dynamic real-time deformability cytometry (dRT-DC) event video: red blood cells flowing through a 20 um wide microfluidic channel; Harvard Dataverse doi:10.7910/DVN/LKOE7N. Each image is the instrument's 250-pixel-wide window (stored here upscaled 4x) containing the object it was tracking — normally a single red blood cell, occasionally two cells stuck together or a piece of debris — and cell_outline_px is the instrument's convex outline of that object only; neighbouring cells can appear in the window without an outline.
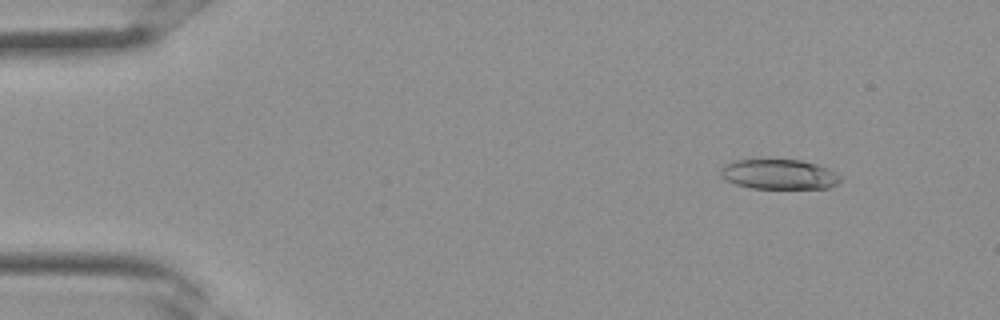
{"species": "Egyptian fruit bat (a non-hibernating species)", "species_latin": "Rousettus aegyptiacus", "temperature_condition": "room temperature", "stored_images_in_passage": 33, "camera_frame_rate_fps": 3000, "um_per_image_px": 0.085, "frame": {"image": 1, "passage_image": 4, "time_ms": 1.0, "image_size_px": [1000, 320], "cell_outline_px": [[840, 180], [836, 184], [828, 188], [752, 188], [736, 184], [724, 180], [720, 176], [720, 168], [724, 164], [732, 160], [800, 160], [816, 164], [828, 168], [836, 172], [840, 176]], "centroid_in_image_um": [66.17, 14.81], "position_along_channel_um": 18.8, "area_um2": 20.92}}
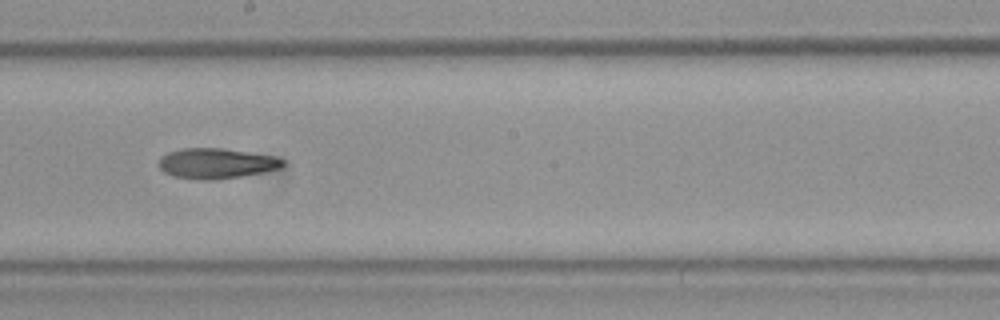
{"frame": {"image": 2, "passage_image": 19, "time_ms": 6.0, "image_size_px": [1000, 320], "cell_outline_px": [[284, 164], [280, 168], [264, 172], [216, 180], [204, 180], [176, 176], [164, 172], [156, 164], [160, 156], [168, 152], [184, 148], [224, 148], [276, 156], [284, 160]], "centroid_in_image_um": [18.38, 13.88], "position_along_channel_um": 229.8, "area_um2": 22.02}}
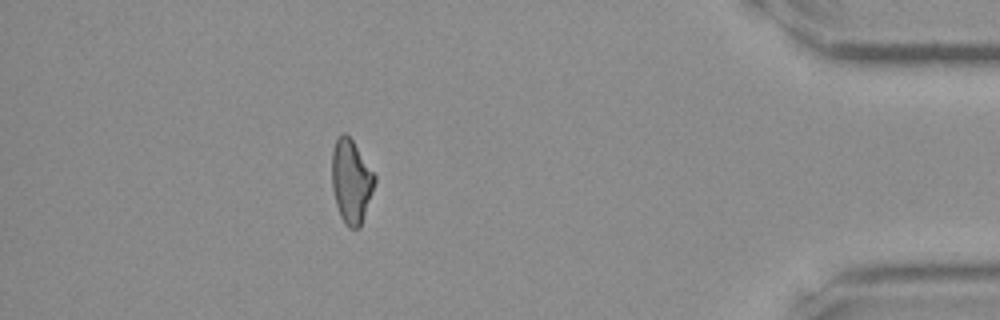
{"frame": {"image": 3, "passage_image": 30, "time_ms": 9.667, "image_size_px": [1000, 320], "cell_outline_px": [[376, 180], [360, 228], [348, 228], [344, 224], [340, 216], [336, 204], [332, 188], [332, 148], [336, 140], [344, 132], [352, 140], [376, 176]], "centroid_in_image_um": [29.84, 15.44], "position_along_channel_um": 405.4, "area_um2": 20.69}}